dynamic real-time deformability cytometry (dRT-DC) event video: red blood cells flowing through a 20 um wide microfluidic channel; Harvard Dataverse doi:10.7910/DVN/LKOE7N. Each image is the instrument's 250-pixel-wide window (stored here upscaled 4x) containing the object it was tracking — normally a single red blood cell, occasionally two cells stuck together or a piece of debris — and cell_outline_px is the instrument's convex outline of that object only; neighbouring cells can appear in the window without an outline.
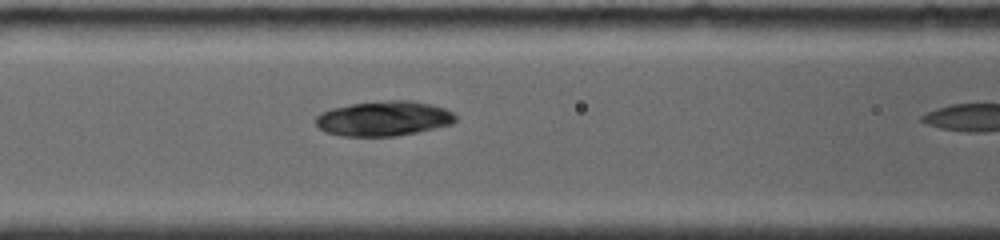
{"species": "common noctule bat (a hibernating species)", "species_latin": "Nyctalus noctula", "temperature_condition": "room temperature", "stored_images_in_passage": 5, "camera_frame_rate_fps": 4000, "um_per_image_px": 0.085, "animal": {"sex": "female", "body_mass_g": 19.0, "forearm_length_mm": 56.7}, "frame": {"image": 1, "passage_image": 5, "time_ms": 3.25, "image_size_px": [1000, 240], "cell_outline_px": [[456, 120], [452, 124], [416, 132], [396, 136], [340, 136], [324, 132], [316, 124], [316, 116], [320, 112], [332, 108], [352, 104], [388, 100], [412, 100], [432, 104], [444, 108], [452, 112], [456, 116]], "centroid_in_image_um": [32.61, 10.07], "position_along_channel_um": 134.0, "area_um2": 28.5}}